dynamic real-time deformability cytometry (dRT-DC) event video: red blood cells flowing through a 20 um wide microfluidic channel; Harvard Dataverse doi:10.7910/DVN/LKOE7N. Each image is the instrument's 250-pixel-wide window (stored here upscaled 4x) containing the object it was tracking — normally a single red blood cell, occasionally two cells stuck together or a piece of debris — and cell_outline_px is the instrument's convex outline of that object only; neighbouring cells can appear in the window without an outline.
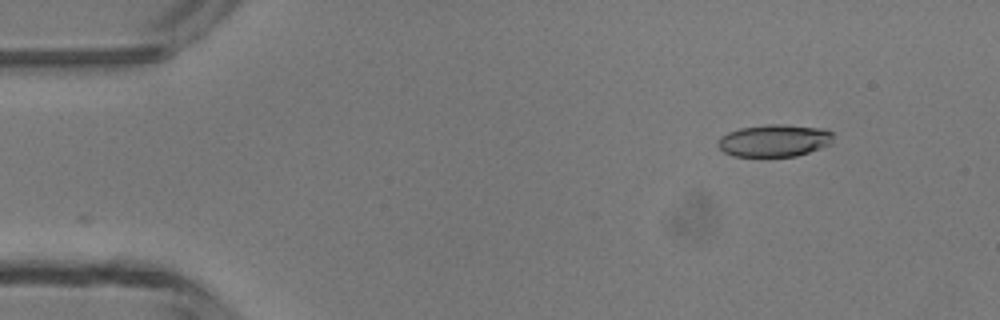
{"species": "common noctule bat (a hibernating species)", "species_latin": "Nyctalus noctula", "temperature_condition": "room temperature", "stored_images_in_passage": 2, "camera_frame_rate_fps": 3000, "um_per_image_px": 0.085, "animal": {"sex": "male", "body_mass_g": 13.3}, "frame": {"image": 1, "passage_image": 2, "time_ms": 1.333, "image_size_px": [1000, 320], "cell_outline_px": [[832, 144], [796, 156], [732, 156], [724, 152], [716, 144], [720, 136], [728, 132], [740, 128], [768, 124], [784, 124], [820, 128], [832, 132]], "centroid_in_image_um": [65.79, 11.94], "position_along_channel_um": 19.2, "area_um2": 21.68}}